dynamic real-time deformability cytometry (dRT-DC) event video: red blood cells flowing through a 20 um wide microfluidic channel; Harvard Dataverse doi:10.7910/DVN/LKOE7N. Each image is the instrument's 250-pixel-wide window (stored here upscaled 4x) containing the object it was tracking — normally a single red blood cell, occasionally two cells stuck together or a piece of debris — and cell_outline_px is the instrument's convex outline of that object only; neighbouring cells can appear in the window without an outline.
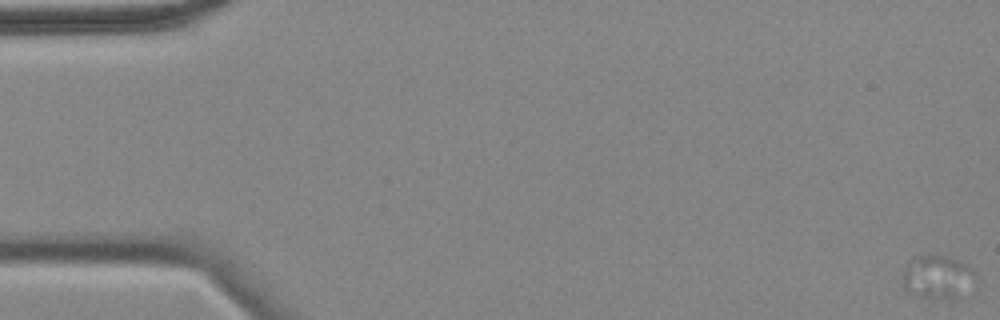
{"species": "common noctule bat (a hibernating species)", "species_latin": "Nyctalus noctula", "temperature_condition": "cold", "stored_images_in_passage": 24, "camera_frame_rate_fps": 3000, "um_per_image_px": 0.085, "animal": {"sex": "female", "body_mass_g": 18.4}, "frame": {"image": 1, "passage_image": 1, "time_ms": 0.0, "image_size_px": [1000, 320], "cell_outline_px": [[976, 272], [972, 296], [964, 300], [948, 300], [920, 296], [908, 292], [904, 288], [904, 272], [912, 256], [944, 256], [960, 260], [972, 268]], "centroid_in_image_um": [79.85, 23.63], "position_along_channel_um": 5.2, "area_um2": 19.31}}
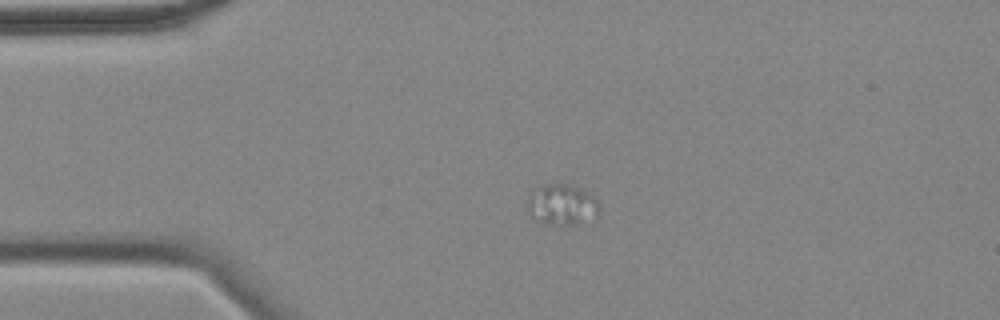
{"frame": {"image": 2, "passage_image": 14, "time_ms": 4.333, "image_size_px": [1000, 320], "cell_outline_px": [[600, 216], [596, 220], [576, 224], [552, 224], [540, 220], [532, 216], [528, 212], [528, 196], [532, 188], [540, 184], [568, 184], [592, 192], [600, 204]], "centroid_in_image_um": [47.85, 17.37], "position_along_channel_um": 37.2, "area_um2": 17.69}}